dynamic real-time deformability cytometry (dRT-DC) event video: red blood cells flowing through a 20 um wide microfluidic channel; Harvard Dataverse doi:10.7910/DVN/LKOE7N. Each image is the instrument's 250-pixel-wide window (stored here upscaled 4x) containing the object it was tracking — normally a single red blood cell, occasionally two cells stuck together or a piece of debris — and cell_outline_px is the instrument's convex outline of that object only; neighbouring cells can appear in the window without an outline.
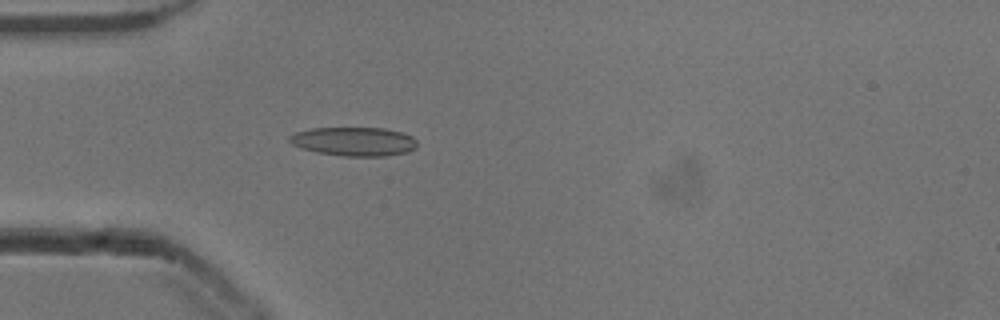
{"species": "common noctule bat (a hibernating species)", "species_latin": "Nyctalus noctula", "temperature_condition": "cold", "stored_images_in_passage": 22, "camera_frame_rate_fps": 3000, "um_per_image_px": 0.085, "animal": {"sex": "male", "body_mass_g": 13.3}, "frame": {"image": 1, "passage_image": 9, "time_ms": 2.667, "image_size_px": [1000, 320], "cell_outline_px": [[416, 148], [408, 152], [384, 156], [344, 156], [316, 152], [300, 148], [292, 144], [288, 140], [288, 136], [296, 132], [312, 128], [384, 128], [400, 132], [412, 136], [416, 140]], "centroid_in_image_um": [30.07, 12.03], "position_along_channel_um": 54.9, "area_um2": 21.5}}
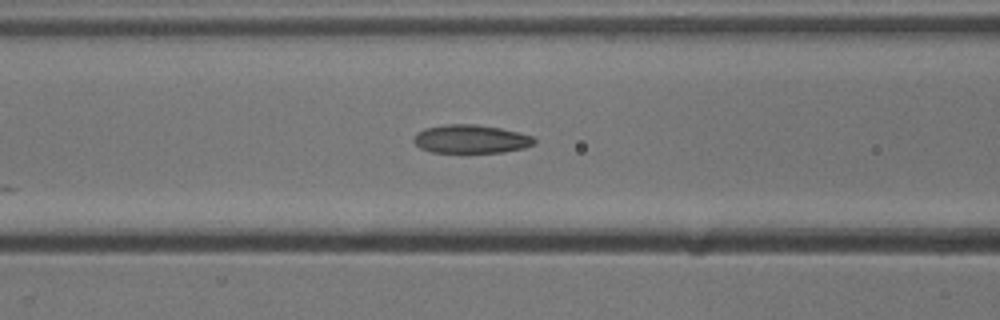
{"frame": {"image": 2, "passage_image": 15, "time_ms": 4.667, "image_size_px": [1000, 320], "cell_outline_px": [[536, 144], [524, 148], [504, 152], [432, 152], [420, 148], [412, 140], [416, 132], [424, 128], [444, 124], [476, 124], [500, 128], [520, 132], [532, 136], [536, 140]], "centroid_in_image_um": [40.03, 11.81], "position_along_channel_um": 126.6, "area_um2": 20.17}}
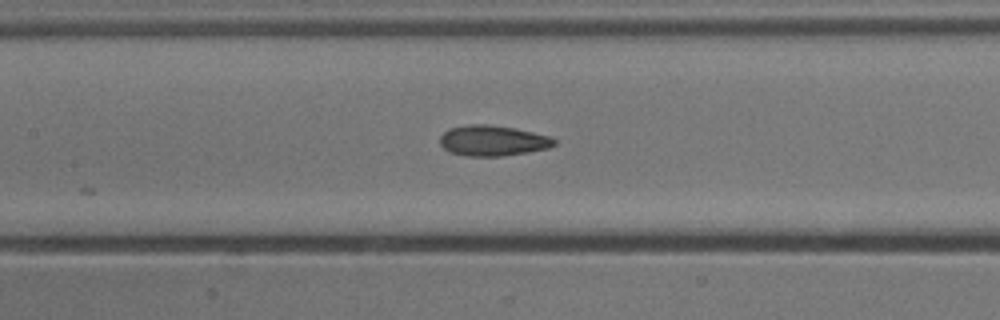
{"frame": {"image": 3, "passage_image": 18, "time_ms": 5.667, "image_size_px": [1000, 320], "cell_outline_px": [[556, 144], [548, 148], [528, 152], [504, 156], [468, 156], [448, 152], [440, 144], [440, 136], [448, 128], [468, 124], [488, 124], [516, 128], [548, 136], [556, 140]], "centroid_in_image_um": [41.86, 11.95], "position_along_channel_um": 165.5, "area_um2": 20.46}}